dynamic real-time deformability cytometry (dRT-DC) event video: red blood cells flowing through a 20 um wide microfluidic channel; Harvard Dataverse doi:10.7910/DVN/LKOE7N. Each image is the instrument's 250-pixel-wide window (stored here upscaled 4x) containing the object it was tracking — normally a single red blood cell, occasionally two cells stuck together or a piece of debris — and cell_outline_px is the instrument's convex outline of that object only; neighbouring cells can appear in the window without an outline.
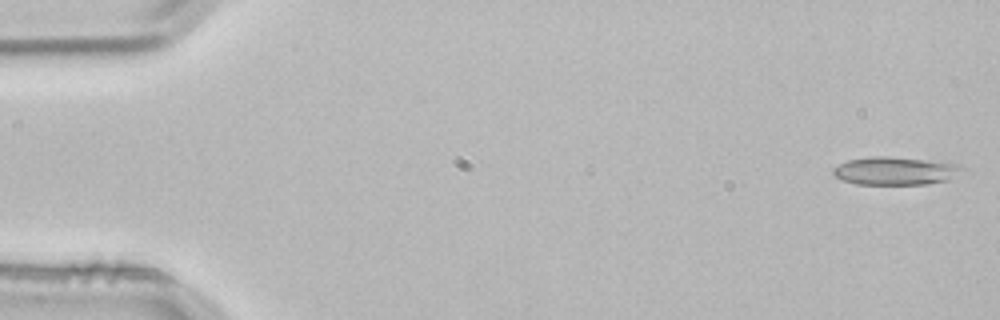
{"species": "common noctule bat (a hibernating species)", "species_latin": "Nyctalus noctula", "temperature_condition": "room temperature", "stored_images_in_passage": 3, "camera_frame_rate_fps": 3000, "um_per_image_px": 0.085, "animal": {"sex": "male", "body_mass_g": 21.5, "forearm_length_mm": 52.0}, "frame": {"image": 1, "passage_image": 3, "time_ms": 0.667, "image_size_px": [1000, 320], "cell_outline_px": [[968, 172], [948, 180], [928, 184], [856, 184], [840, 180], [832, 172], [832, 168], [848, 160], [872, 156], [892, 156], [944, 160], [960, 164], [968, 168]], "centroid_in_image_um": [76.27, 14.5], "position_along_channel_um": 8.7, "area_um2": 22.08}}